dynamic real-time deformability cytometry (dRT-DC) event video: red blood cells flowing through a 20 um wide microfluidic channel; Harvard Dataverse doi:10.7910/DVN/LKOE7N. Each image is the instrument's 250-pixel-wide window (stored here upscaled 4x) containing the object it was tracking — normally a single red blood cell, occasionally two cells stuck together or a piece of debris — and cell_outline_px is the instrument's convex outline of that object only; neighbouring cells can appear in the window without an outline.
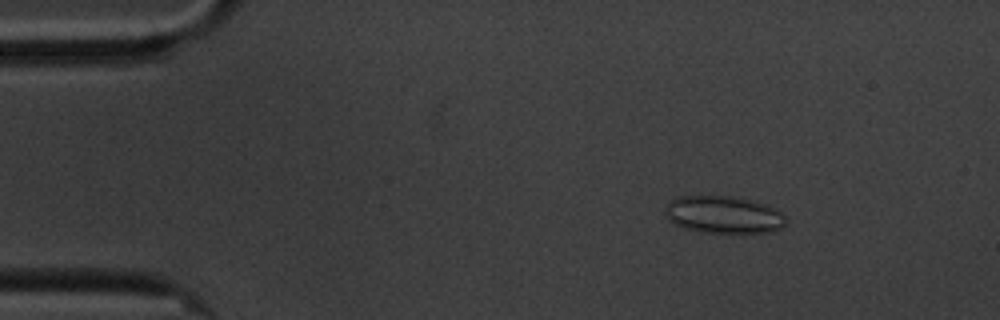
{"species": "common noctule bat (a hibernating species)", "species_latin": "Nyctalus noctula", "temperature_condition": "cold", "stored_images_in_passage": 57, "camera_frame_rate_fps": 3000, "um_per_image_px": 0.085, "animal": {"sex": "male", "body_mass_g": 20.1, "forearm_length_mm": 53.5}, "frame": {"image": 1, "passage_image": 7, "time_ms": 2.0, "image_size_px": [1000, 320], "cell_outline_px": [[788, 220], [780, 228], [768, 232], [700, 232], [684, 228], [668, 220], [664, 212], [668, 204], [676, 196], [736, 196], [756, 200], [772, 208], [784, 216]], "centroid_in_image_um": [61.47, 18.23], "position_along_channel_um": 23.5, "area_um2": 26.18}}
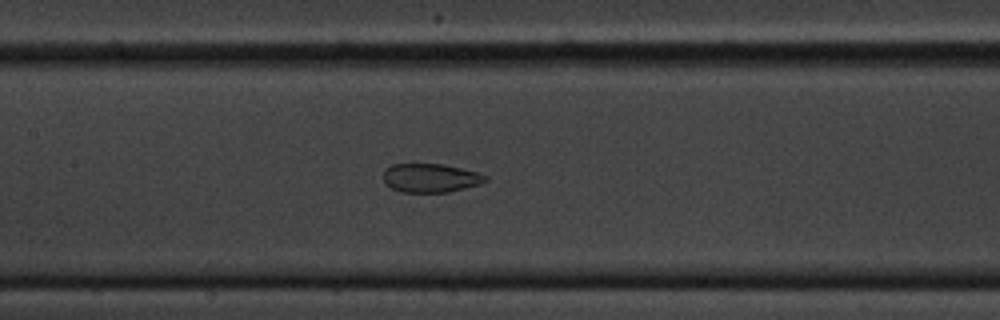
{"frame": {"image": 2, "passage_image": 26, "time_ms": 8.333, "image_size_px": [1000, 320], "cell_outline_px": [[488, 180], [480, 184], [448, 192], [400, 192], [384, 184], [384, 168], [392, 164], [444, 164], [476, 172], [488, 176]], "centroid_in_image_um": [36.57, 15.12], "position_along_channel_um": 170.8, "area_um2": 17.17}}
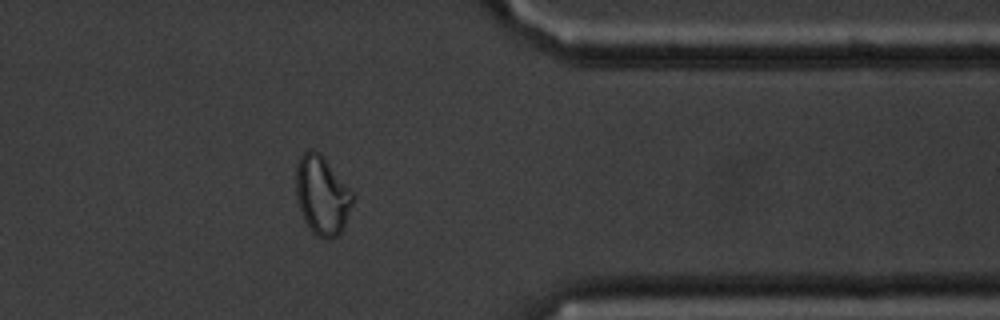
{"frame": {"image": 3, "passage_image": 46, "time_ms": 15.0, "image_size_px": [1000, 320], "cell_outline_px": [[356, 200], [344, 228], [336, 236], [328, 240], [324, 240], [316, 236], [312, 232], [304, 220], [296, 196], [296, 164], [300, 156], [304, 152], [312, 148], [320, 152], [324, 156], [356, 196]], "centroid_in_image_um": [27.41, 16.61], "position_along_channel_um": 384.0, "area_um2": 26.7}, "authors_computed_cell_mechanics": {"area_um2": 23.12, "velocity_mm_per_s": 3.396, "shape_relaxation_time_tau1_ms": null, "shape_relaxation_time_tau2_ms": 1.2543, "deformation_change_tau1": null, "deformation_change_tau2": 0.054}}